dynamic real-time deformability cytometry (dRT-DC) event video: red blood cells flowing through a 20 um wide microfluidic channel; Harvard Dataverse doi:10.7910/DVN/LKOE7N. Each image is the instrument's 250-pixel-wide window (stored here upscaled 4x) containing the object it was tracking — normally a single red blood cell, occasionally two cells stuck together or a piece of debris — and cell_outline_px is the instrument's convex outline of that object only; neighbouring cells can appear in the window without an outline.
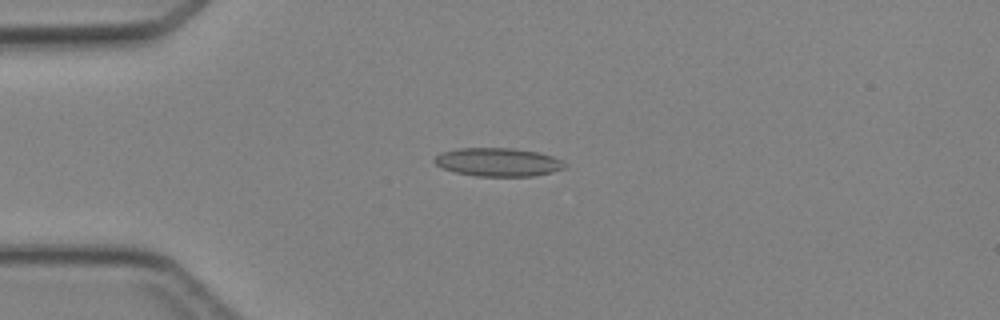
{"species": "Egyptian fruit bat (a non-hibernating species)", "species_latin": "Rousettus aegyptiacus", "temperature_condition": "cold", "stored_images_in_passage": 3, "camera_frame_rate_fps": 3000, "um_per_image_px": 0.085, "animal": {"sex": "female"}, "frame": {"image": 1, "passage_image": 2, "time_ms": 2.0, "image_size_px": [1000, 320], "cell_outline_px": [[568, 168], [552, 172], [532, 176], [476, 176], [456, 172], [444, 168], [436, 164], [432, 160], [440, 152], [460, 148], [512, 148], [540, 152], [552, 156], [568, 164]], "centroid_in_image_um": [42.37, 13.77], "position_along_channel_um": 42.6, "area_um2": 21.68}}
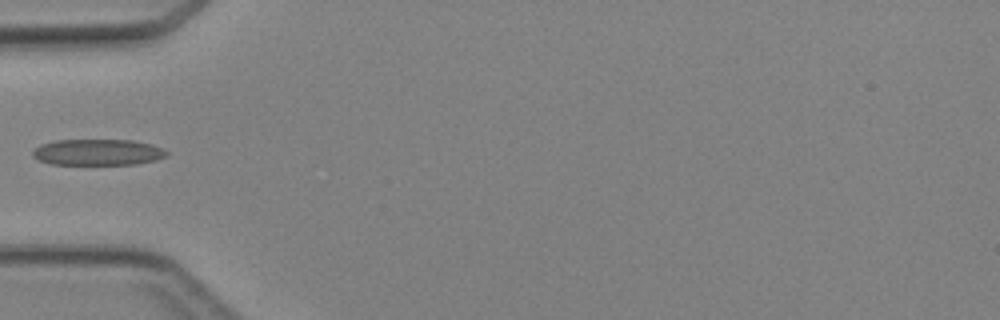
{"frame": {"image": 2, "passage_image": 3, "time_ms": 3.333, "image_size_px": [1000, 320], "cell_outline_px": [[168, 156], [156, 160], [136, 164], [52, 164], [40, 160], [32, 156], [32, 148], [40, 144], [56, 140], [132, 140], [152, 144], [164, 148], [168, 152]], "centroid_in_image_um": [8.32, 12.93], "position_along_channel_um": 76.7, "area_um2": 20.58}}